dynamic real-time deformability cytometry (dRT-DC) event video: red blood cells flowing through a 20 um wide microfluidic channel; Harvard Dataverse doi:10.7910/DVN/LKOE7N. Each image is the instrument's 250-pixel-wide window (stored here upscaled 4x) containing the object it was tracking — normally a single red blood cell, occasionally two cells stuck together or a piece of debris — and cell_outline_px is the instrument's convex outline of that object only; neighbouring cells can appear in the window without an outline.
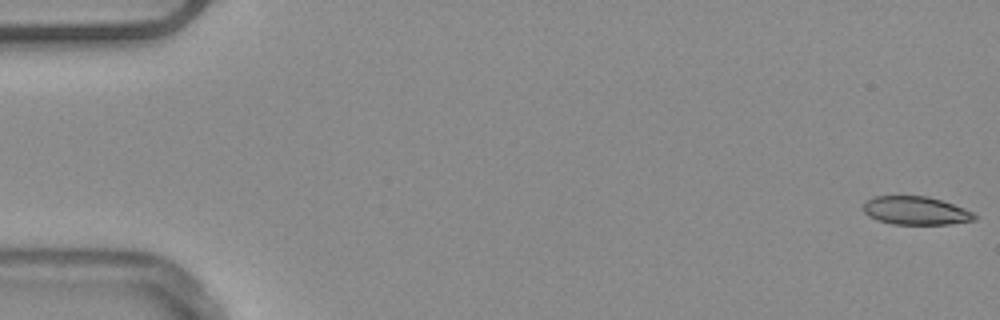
{"species": "common noctule bat (a hibernating species)", "species_latin": "Nyctalus noctula", "temperature_condition": "warm", "stored_images_in_passage": 19, "camera_frame_rate_fps": 3000, "um_per_image_px": 0.085, "animal": {"sex": "male", "body_mass_g": 20.4}, "frame": {"image": 1, "passage_image": 1, "time_ms": 0.0, "image_size_px": [1000, 320], "cell_outline_px": [[976, 220], [948, 224], [892, 224], [868, 216], [864, 212], [864, 204], [868, 200], [876, 196], [928, 196], [964, 208], [972, 212], [976, 216]], "centroid_in_image_um": [77.85, 17.9], "position_along_channel_um": 7.2, "area_um2": 18.09}}